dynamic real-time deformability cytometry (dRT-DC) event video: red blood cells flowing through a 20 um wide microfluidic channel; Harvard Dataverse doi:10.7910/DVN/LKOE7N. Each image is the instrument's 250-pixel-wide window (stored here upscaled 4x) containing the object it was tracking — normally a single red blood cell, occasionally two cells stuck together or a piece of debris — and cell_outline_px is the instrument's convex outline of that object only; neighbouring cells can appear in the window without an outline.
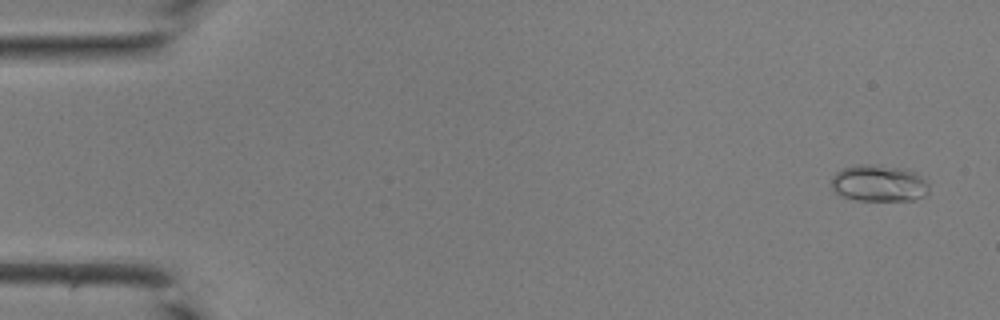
{"species": "common noctule bat (a hibernating species)", "species_latin": "Nyctalus noctula", "temperature_condition": "room temperature", "stored_images_in_passage": 39, "camera_frame_rate_fps": 3000, "um_per_image_px": 0.085, "animal": {"sex": "male", "body_mass_g": 19.0, "forearm_length_mm": 50.8}, "frame": {"image": 1, "passage_image": 2, "time_ms": 0.333, "image_size_px": [1000, 320], "cell_outline_px": [[928, 192], [924, 196], [916, 200], [856, 200], [840, 196], [832, 188], [832, 176], [836, 172], [852, 164], [872, 164], [904, 168], [916, 172], [928, 184]], "centroid_in_image_um": [74.69, 15.57], "position_along_channel_um": 10.3, "area_um2": 21.04}}
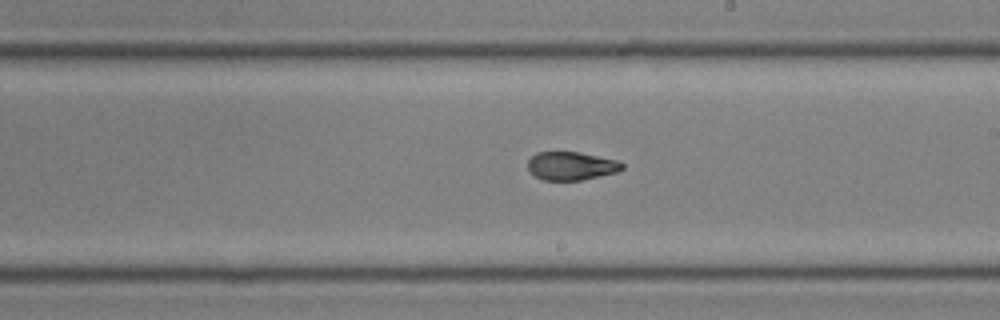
{"frame": {"image": 2, "passage_image": 25, "time_ms": 8.0, "image_size_px": [1000, 320], "cell_outline_px": [[624, 168], [616, 172], [580, 180], [544, 180], [536, 176], [528, 168], [528, 160], [536, 152], [580, 152], [616, 160], [624, 164]], "centroid_in_image_um": [48.55, 14.09], "position_along_channel_um": 240.4, "area_um2": 15.37}}
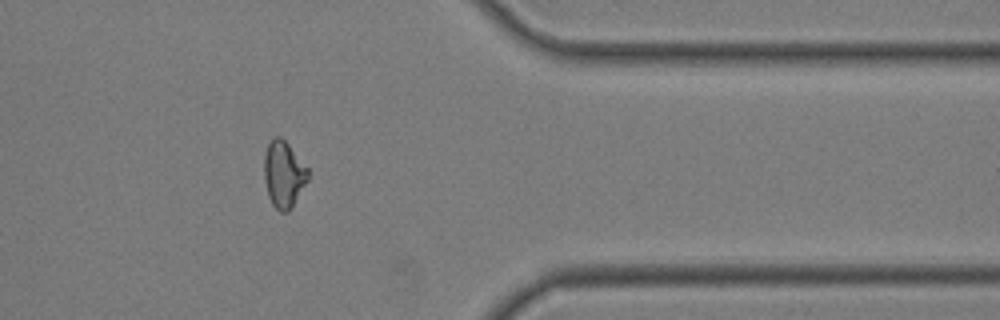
{"frame": {"image": 3, "passage_image": 35, "time_ms": 11.333, "image_size_px": [1000, 320], "cell_outline_px": [[308, 180], [292, 208], [288, 212], [280, 212], [272, 204], [268, 196], [264, 180], [264, 156], [268, 144], [272, 136], [280, 136], [288, 144], [308, 168]], "centroid_in_image_um": [24.1, 14.82], "position_along_channel_um": 387.3, "area_um2": 17.11}}